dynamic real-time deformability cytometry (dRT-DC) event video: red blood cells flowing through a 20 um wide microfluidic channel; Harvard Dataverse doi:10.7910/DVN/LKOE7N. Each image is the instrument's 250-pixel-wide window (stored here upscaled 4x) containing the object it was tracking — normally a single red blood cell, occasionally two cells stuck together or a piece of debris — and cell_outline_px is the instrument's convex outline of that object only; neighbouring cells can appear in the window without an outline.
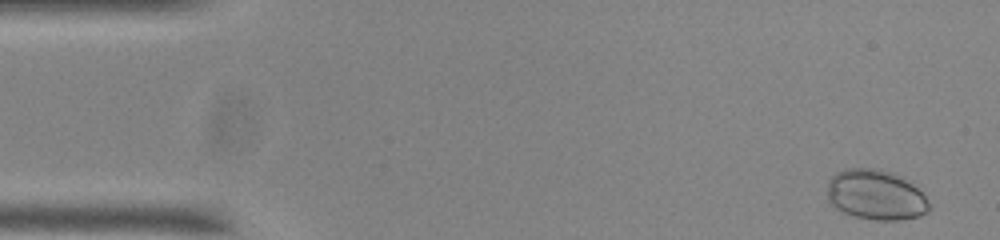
{"species": "common noctule bat (a hibernating species)", "species_latin": "Nyctalus noctula", "temperature_condition": "room temperature", "stored_images_in_passage": 54, "camera_frame_rate_fps": 3000, "um_per_image_px": 0.085, "animal": {"sex": "male", "body_mass_g": 20.0, "forearm_length_mm": 53.3}, "frame": {"image": 1, "passage_image": 2, "time_ms": 0.333, "image_size_px": [1000, 240], "cell_outline_px": [[928, 212], [920, 216], [900, 220], [876, 220], [856, 216], [844, 212], [836, 208], [828, 200], [828, 180], [836, 172], [844, 168], [880, 168], [896, 172], [904, 176], [924, 196], [928, 204]], "centroid_in_image_um": [74.43, 16.53], "position_along_channel_um": 10.6, "area_um2": 29.94}}
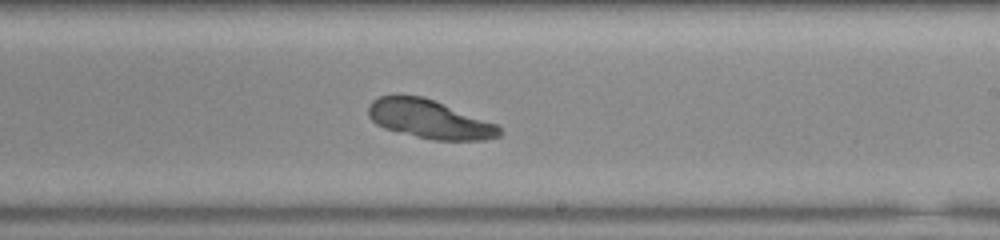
{"frame": {"image": 2, "passage_image": 31, "time_ms": 10.0, "image_size_px": [1000, 240], "cell_outline_px": [[500, 136], [484, 140], [432, 140], [384, 128], [376, 124], [368, 116], [368, 104], [372, 100], [380, 96], [424, 96], [496, 124], [500, 128]], "centroid_in_image_um": [36.48, 10.13], "position_along_channel_um": 252.5, "area_um2": 29.25}}
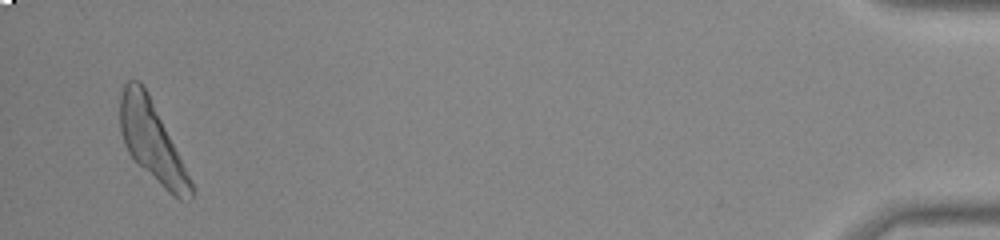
{"frame": {"image": 3, "passage_image": 52, "time_ms": 17.0, "image_size_px": [1000, 240], "cell_outline_px": [[196, 192], [192, 196], [180, 200], [172, 196], [128, 152], [124, 144], [120, 132], [120, 96], [124, 84], [128, 80], [140, 80], [148, 92]], "centroid_in_image_um": [12.88, 11.97], "position_along_channel_um": 422.3, "area_um2": 31.67}}